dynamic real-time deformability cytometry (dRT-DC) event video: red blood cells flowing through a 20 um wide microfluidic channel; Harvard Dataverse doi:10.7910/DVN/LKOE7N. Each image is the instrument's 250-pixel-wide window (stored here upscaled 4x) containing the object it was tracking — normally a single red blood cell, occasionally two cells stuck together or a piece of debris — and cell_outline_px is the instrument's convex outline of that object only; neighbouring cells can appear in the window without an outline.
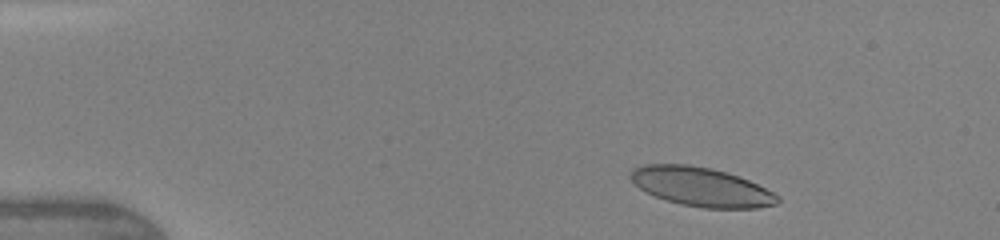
{"species": "human", "species_latin": "Homo sapiens", "temperature_condition": "warm", "stored_images_in_passage": 43, "camera_frame_rate_fps": 3000, "um_per_image_px": 0.085, "donor": {"sex": "female"}, "frame": {"image": 1, "passage_image": 4, "time_ms": 1.0, "image_size_px": [1000, 240], "cell_outline_px": [[780, 200], [776, 204], [756, 208], [704, 208], [680, 204], [656, 196], [640, 188], [628, 176], [632, 168], [644, 164], [688, 164], [712, 168], [748, 180], [780, 196]], "centroid_in_image_um": [59.58, 15.87], "position_along_channel_um": 25.4, "area_um2": 33.12}}
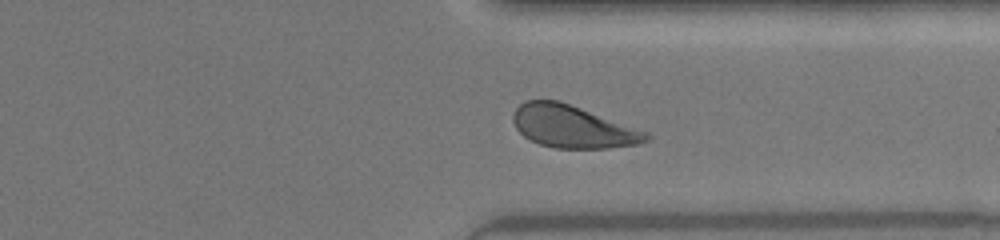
{"frame": {"image": 2, "passage_image": 33, "time_ms": 10.667, "image_size_px": [1000, 240], "cell_outline_px": [[652, 136], [648, 140], [640, 144], [608, 148], [556, 148], [540, 144], [524, 136], [516, 128], [512, 120], [512, 116], [516, 108], [524, 100], [560, 100], [648, 132]], "centroid_in_image_um": [48.69, 10.76], "position_along_channel_um": 362.7, "area_um2": 32.95}}
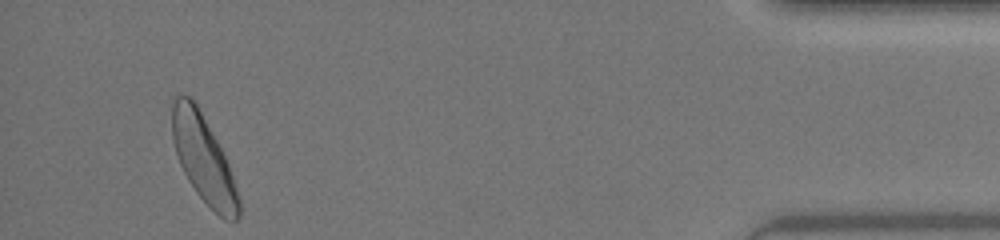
{"frame": {"image": 3, "passage_image": 41, "time_ms": 13.333, "image_size_px": [1000, 240], "cell_outline_px": [[240, 216], [236, 220], [224, 220], [196, 192], [188, 180], [180, 164], [172, 140], [172, 96], [188, 96], [196, 104], [216, 140], [228, 164], [240, 200]], "centroid_in_image_um": [17.28, 13.52], "position_along_channel_um": 417.9, "area_um2": 33.06}, "authors_computed_cell_mechanics": {"area_um2": 33.6396, "velocity_mm_per_s": 4.3605, "shape_relaxation_time_tau1_ms": 2.8332, "shape_relaxation_time_tau2_ms": 0.6355, "deformation_change_tau1": 0.1327, "deformation_change_tau2": 0.0696}}